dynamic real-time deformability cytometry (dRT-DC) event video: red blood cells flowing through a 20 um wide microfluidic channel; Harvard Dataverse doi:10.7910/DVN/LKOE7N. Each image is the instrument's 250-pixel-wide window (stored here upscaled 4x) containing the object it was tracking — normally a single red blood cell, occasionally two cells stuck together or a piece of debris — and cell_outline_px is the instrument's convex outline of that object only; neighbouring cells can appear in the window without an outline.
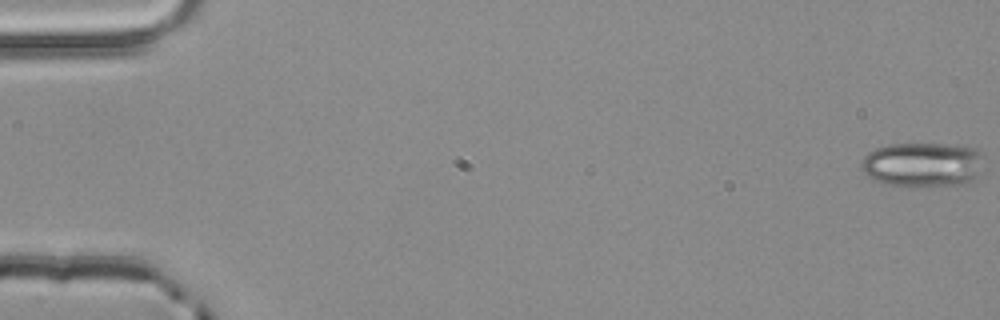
{"species": "common noctule bat (a hibernating species)", "species_latin": "Nyctalus noctula", "temperature_condition": "room temperature", "stored_images_in_passage": 4, "camera_frame_rate_fps": 3000, "um_per_image_px": 0.085, "animal": {"sex": "male", "body_mass_g": 20.4}, "frame": {"image": 1, "passage_image": 1, "time_ms": 0.0, "image_size_px": [1000, 320], "cell_outline_px": [[984, 152], [980, 172], [972, 180], [964, 184], [880, 184], [872, 180], [860, 168], [860, 164], [864, 156], [868, 152], [876, 148], [888, 144], [956, 144], [976, 148]], "centroid_in_image_um": [78.43, 13.94], "position_along_channel_um": 6.6, "area_um2": 31.73}}